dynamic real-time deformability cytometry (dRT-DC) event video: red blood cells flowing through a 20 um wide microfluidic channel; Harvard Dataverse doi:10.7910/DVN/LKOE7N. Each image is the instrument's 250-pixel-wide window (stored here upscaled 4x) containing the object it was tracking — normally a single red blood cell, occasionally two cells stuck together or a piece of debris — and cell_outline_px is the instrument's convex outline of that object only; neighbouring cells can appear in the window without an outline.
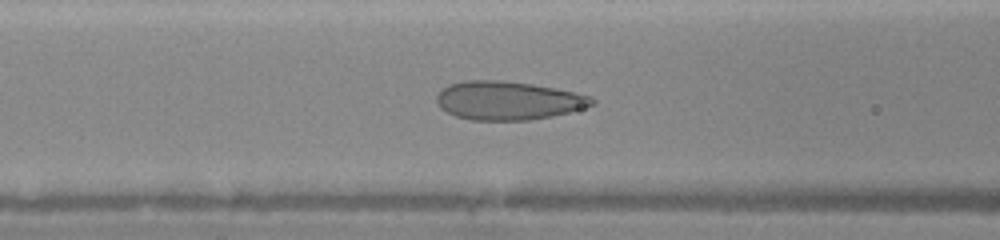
{"species": "human", "species_latin": "Homo sapiens", "temperature_condition": "warm", "stored_images_in_passage": 47, "segment_of_instrument_passage": [1, 2], "camera_frame_rate_fps": 3000, "um_per_image_px": 0.085, "donor": {"sex": "female"}, "frame": {"image": 1, "passage_image": 19, "time_ms": 6.0, "image_size_px": [1000, 240], "cell_outline_px": [[596, 104], [572, 112], [552, 116], [528, 120], [472, 120], [456, 116], [440, 108], [436, 100], [436, 96], [448, 84], [464, 80], [500, 80], [532, 84], [556, 88], [576, 92], [592, 96], [596, 100]], "centroid_in_image_um": [43.23, 8.54], "position_along_channel_um": 123.4, "area_um2": 35.14}}
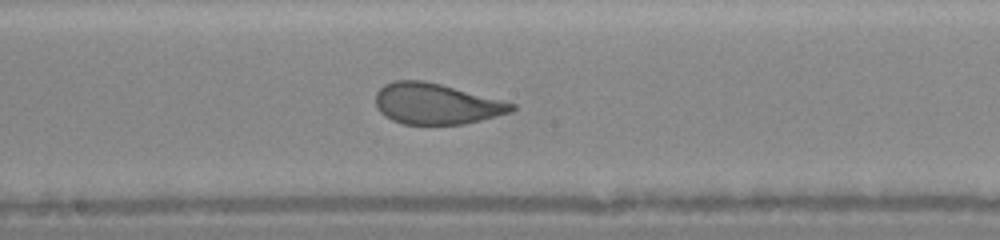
{"frame": {"image": 2, "passage_image": 25, "time_ms": 8.0, "image_size_px": [1000, 240], "cell_outline_px": [[516, 108], [512, 112], [464, 124], [404, 124], [392, 120], [384, 116], [376, 108], [376, 92], [384, 84], [396, 80], [424, 80], [440, 84], [516, 104]], "centroid_in_image_um": [37.04, 8.82], "position_along_channel_um": 211.2, "area_um2": 32.25}}
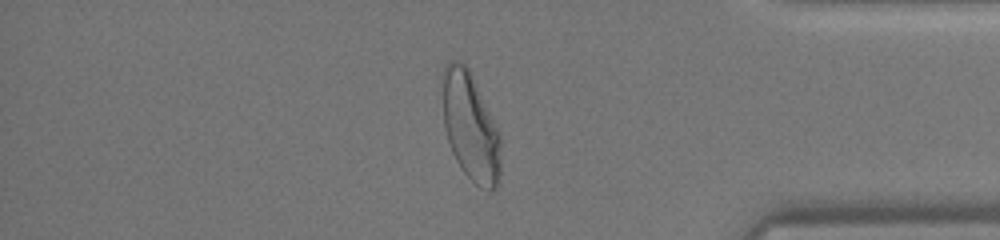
{"frame": {"image": 3, "passage_image": 39, "time_ms": 12.667, "image_size_px": [1000, 240], "cell_outline_px": [[500, 172], [496, 188], [492, 192], [488, 192], [480, 188], [460, 168], [452, 152], [444, 128], [440, 76], [444, 64], [448, 60], [460, 60], [468, 68], [500, 136]], "centroid_in_image_um": [39.93, 10.75], "position_along_channel_um": 395.3, "area_um2": 36.93}}